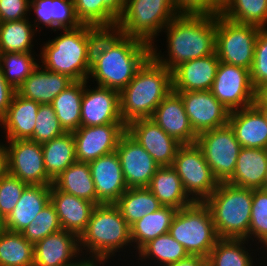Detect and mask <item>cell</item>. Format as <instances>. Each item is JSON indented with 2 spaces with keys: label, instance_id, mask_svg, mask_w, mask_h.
<instances>
[{
  "label": "cell",
  "instance_id": "cell-24",
  "mask_svg": "<svg viewBox=\"0 0 267 266\" xmlns=\"http://www.w3.org/2000/svg\"><path fill=\"white\" fill-rule=\"evenodd\" d=\"M73 82L67 75L47 71L39 64L16 92L39 104H51L54 98Z\"/></svg>",
  "mask_w": 267,
  "mask_h": 266
},
{
  "label": "cell",
  "instance_id": "cell-50",
  "mask_svg": "<svg viewBox=\"0 0 267 266\" xmlns=\"http://www.w3.org/2000/svg\"><path fill=\"white\" fill-rule=\"evenodd\" d=\"M16 90L6 81L0 66V120L6 115Z\"/></svg>",
  "mask_w": 267,
  "mask_h": 266
},
{
  "label": "cell",
  "instance_id": "cell-30",
  "mask_svg": "<svg viewBox=\"0 0 267 266\" xmlns=\"http://www.w3.org/2000/svg\"><path fill=\"white\" fill-rule=\"evenodd\" d=\"M147 188L163 206L179 210L193 203L185 193L179 175L171 166L159 167Z\"/></svg>",
  "mask_w": 267,
  "mask_h": 266
},
{
  "label": "cell",
  "instance_id": "cell-4",
  "mask_svg": "<svg viewBox=\"0 0 267 266\" xmlns=\"http://www.w3.org/2000/svg\"><path fill=\"white\" fill-rule=\"evenodd\" d=\"M130 245L132 247L131 229L118 207L115 204L96 205L86 230L79 237L83 259L90 266H105L117 252Z\"/></svg>",
  "mask_w": 267,
  "mask_h": 266
},
{
  "label": "cell",
  "instance_id": "cell-19",
  "mask_svg": "<svg viewBox=\"0 0 267 266\" xmlns=\"http://www.w3.org/2000/svg\"><path fill=\"white\" fill-rule=\"evenodd\" d=\"M127 132L152 156L160 166H172L182 145L150 118L137 119L127 125Z\"/></svg>",
  "mask_w": 267,
  "mask_h": 266
},
{
  "label": "cell",
  "instance_id": "cell-3",
  "mask_svg": "<svg viewBox=\"0 0 267 266\" xmlns=\"http://www.w3.org/2000/svg\"><path fill=\"white\" fill-rule=\"evenodd\" d=\"M101 30L88 24L63 32L60 29L62 34L43 42L39 63L47 71L67 75L73 81L88 80L93 44Z\"/></svg>",
  "mask_w": 267,
  "mask_h": 266
},
{
  "label": "cell",
  "instance_id": "cell-60",
  "mask_svg": "<svg viewBox=\"0 0 267 266\" xmlns=\"http://www.w3.org/2000/svg\"><path fill=\"white\" fill-rule=\"evenodd\" d=\"M261 247H267V241Z\"/></svg>",
  "mask_w": 267,
  "mask_h": 266
},
{
  "label": "cell",
  "instance_id": "cell-56",
  "mask_svg": "<svg viewBox=\"0 0 267 266\" xmlns=\"http://www.w3.org/2000/svg\"><path fill=\"white\" fill-rule=\"evenodd\" d=\"M5 230V220L4 218L0 215V232Z\"/></svg>",
  "mask_w": 267,
  "mask_h": 266
},
{
  "label": "cell",
  "instance_id": "cell-18",
  "mask_svg": "<svg viewBox=\"0 0 267 266\" xmlns=\"http://www.w3.org/2000/svg\"><path fill=\"white\" fill-rule=\"evenodd\" d=\"M89 81H84L81 126L124 124L120 116L119 91L99 85L90 87Z\"/></svg>",
  "mask_w": 267,
  "mask_h": 266
},
{
  "label": "cell",
  "instance_id": "cell-17",
  "mask_svg": "<svg viewBox=\"0 0 267 266\" xmlns=\"http://www.w3.org/2000/svg\"><path fill=\"white\" fill-rule=\"evenodd\" d=\"M81 256L79 238L63 229L34 244V266H90Z\"/></svg>",
  "mask_w": 267,
  "mask_h": 266
},
{
  "label": "cell",
  "instance_id": "cell-23",
  "mask_svg": "<svg viewBox=\"0 0 267 266\" xmlns=\"http://www.w3.org/2000/svg\"><path fill=\"white\" fill-rule=\"evenodd\" d=\"M50 202L54 205L61 228L78 238L87 228L95 204L58 190L51 185Z\"/></svg>",
  "mask_w": 267,
  "mask_h": 266
},
{
  "label": "cell",
  "instance_id": "cell-42",
  "mask_svg": "<svg viewBox=\"0 0 267 266\" xmlns=\"http://www.w3.org/2000/svg\"><path fill=\"white\" fill-rule=\"evenodd\" d=\"M77 19L100 29H115L118 17L101 0H73Z\"/></svg>",
  "mask_w": 267,
  "mask_h": 266
},
{
  "label": "cell",
  "instance_id": "cell-51",
  "mask_svg": "<svg viewBox=\"0 0 267 266\" xmlns=\"http://www.w3.org/2000/svg\"><path fill=\"white\" fill-rule=\"evenodd\" d=\"M165 266H207V259L201 256L189 255L178 262Z\"/></svg>",
  "mask_w": 267,
  "mask_h": 266
},
{
  "label": "cell",
  "instance_id": "cell-41",
  "mask_svg": "<svg viewBox=\"0 0 267 266\" xmlns=\"http://www.w3.org/2000/svg\"><path fill=\"white\" fill-rule=\"evenodd\" d=\"M34 54L35 52L0 53V66L4 77L15 90L39 66Z\"/></svg>",
  "mask_w": 267,
  "mask_h": 266
},
{
  "label": "cell",
  "instance_id": "cell-39",
  "mask_svg": "<svg viewBox=\"0 0 267 266\" xmlns=\"http://www.w3.org/2000/svg\"><path fill=\"white\" fill-rule=\"evenodd\" d=\"M0 266H34V245L19 232L1 231Z\"/></svg>",
  "mask_w": 267,
  "mask_h": 266
},
{
  "label": "cell",
  "instance_id": "cell-40",
  "mask_svg": "<svg viewBox=\"0 0 267 266\" xmlns=\"http://www.w3.org/2000/svg\"><path fill=\"white\" fill-rule=\"evenodd\" d=\"M221 15L241 24L267 28V0H228Z\"/></svg>",
  "mask_w": 267,
  "mask_h": 266
},
{
  "label": "cell",
  "instance_id": "cell-59",
  "mask_svg": "<svg viewBox=\"0 0 267 266\" xmlns=\"http://www.w3.org/2000/svg\"><path fill=\"white\" fill-rule=\"evenodd\" d=\"M221 6H223L228 0H216Z\"/></svg>",
  "mask_w": 267,
  "mask_h": 266
},
{
  "label": "cell",
  "instance_id": "cell-28",
  "mask_svg": "<svg viewBox=\"0 0 267 266\" xmlns=\"http://www.w3.org/2000/svg\"><path fill=\"white\" fill-rule=\"evenodd\" d=\"M51 186L29 185L5 219V230L21 233L50 202Z\"/></svg>",
  "mask_w": 267,
  "mask_h": 266
},
{
  "label": "cell",
  "instance_id": "cell-31",
  "mask_svg": "<svg viewBox=\"0 0 267 266\" xmlns=\"http://www.w3.org/2000/svg\"><path fill=\"white\" fill-rule=\"evenodd\" d=\"M176 212L177 209L173 207L163 206L131 225V241L135 252L137 253L149 241L168 233Z\"/></svg>",
  "mask_w": 267,
  "mask_h": 266
},
{
  "label": "cell",
  "instance_id": "cell-33",
  "mask_svg": "<svg viewBox=\"0 0 267 266\" xmlns=\"http://www.w3.org/2000/svg\"><path fill=\"white\" fill-rule=\"evenodd\" d=\"M248 244L247 239L220 238L207 258V266H257L253 260L257 262L259 258L254 259L252 253L259 248L252 249L253 245Z\"/></svg>",
  "mask_w": 267,
  "mask_h": 266
},
{
  "label": "cell",
  "instance_id": "cell-27",
  "mask_svg": "<svg viewBox=\"0 0 267 266\" xmlns=\"http://www.w3.org/2000/svg\"><path fill=\"white\" fill-rule=\"evenodd\" d=\"M32 10L36 19L31 22L37 31L46 27L58 33L60 29H74L81 25L73 0H30V12Z\"/></svg>",
  "mask_w": 267,
  "mask_h": 266
},
{
  "label": "cell",
  "instance_id": "cell-58",
  "mask_svg": "<svg viewBox=\"0 0 267 266\" xmlns=\"http://www.w3.org/2000/svg\"><path fill=\"white\" fill-rule=\"evenodd\" d=\"M264 190H267V170H266V176H265V181H264Z\"/></svg>",
  "mask_w": 267,
  "mask_h": 266
},
{
  "label": "cell",
  "instance_id": "cell-46",
  "mask_svg": "<svg viewBox=\"0 0 267 266\" xmlns=\"http://www.w3.org/2000/svg\"><path fill=\"white\" fill-rule=\"evenodd\" d=\"M250 77L257 92L267 85V28L261 29L257 36Z\"/></svg>",
  "mask_w": 267,
  "mask_h": 266
},
{
  "label": "cell",
  "instance_id": "cell-32",
  "mask_svg": "<svg viewBox=\"0 0 267 266\" xmlns=\"http://www.w3.org/2000/svg\"><path fill=\"white\" fill-rule=\"evenodd\" d=\"M41 146L45 170L52 180L77 161L72 132H65Z\"/></svg>",
  "mask_w": 267,
  "mask_h": 266
},
{
  "label": "cell",
  "instance_id": "cell-13",
  "mask_svg": "<svg viewBox=\"0 0 267 266\" xmlns=\"http://www.w3.org/2000/svg\"><path fill=\"white\" fill-rule=\"evenodd\" d=\"M7 172L29 185L51 186L53 180L48 176L43 160L41 144L31 140H7Z\"/></svg>",
  "mask_w": 267,
  "mask_h": 266
},
{
  "label": "cell",
  "instance_id": "cell-55",
  "mask_svg": "<svg viewBox=\"0 0 267 266\" xmlns=\"http://www.w3.org/2000/svg\"><path fill=\"white\" fill-rule=\"evenodd\" d=\"M257 96L265 103L267 104V85H265L263 88H261L257 92Z\"/></svg>",
  "mask_w": 267,
  "mask_h": 266
},
{
  "label": "cell",
  "instance_id": "cell-35",
  "mask_svg": "<svg viewBox=\"0 0 267 266\" xmlns=\"http://www.w3.org/2000/svg\"><path fill=\"white\" fill-rule=\"evenodd\" d=\"M83 93L84 81H74L51 103L57 119L66 132H73L81 126Z\"/></svg>",
  "mask_w": 267,
  "mask_h": 266
},
{
  "label": "cell",
  "instance_id": "cell-25",
  "mask_svg": "<svg viewBox=\"0 0 267 266\" xmlns=\"http://www.w3.org/2000/svg\"><path fill=\"white\" fill-rule=\"evenodd\" d=\"M40 104L14 94L6 115L0 120V127L6 140H28L34 132Z\"/></svg>",
  "mask_w": 267,
  "mask_h": 266
},
{
  "label": "cell",
  "instance_id": "cell-1",
  "mask_svg": "<svg viewBox=\"0 0 267 266\" xmlns=\"http://www.w3.org/2000/svg\"><path fill=\"white\" fill-rule=\"evenodd\" d=\"M150 56L148 43L115 29H103L93 44L88 80L120 92Z\"/></svg>",
  "mask_w": 267,
  "mask_h": 266
},
{
  "label": "cell",
  "instance_id": "cell-7",
  "mask_svg": "<svg viewBox=\"0 0 267 266\" xmlns=\"http://www.w3.org/2000/svg\"><path fill=\"white\" fill-rule=\"evenodd\" d=\"M178 14L172 0H125L115 30L152 45Z\"/></svg>",
  "mask_w": 267,
  "mask_h": 266
},
{
  "label": "cell",
  "instance_id": "cell-38",
  "mask_svg": "<svg viewBox=\"0 0 267 266\" xmlns=\"http://www.w3.org/2000/svg\"><path fill=\"white\" fill-rule=\"evenodd\" d=\"M29 18L0 23V53L34 52L37 30Z\"/></svg>",
  "mask_w": 267,
  "mask_h": 266
},
{
  "label": "cell",
  "instance_id": "cell-37",
  "mask_svg": "<svg viewBox=\"0 0 267 266\" xmlns=\"http://www.w3.org/2000/svg\"><path fill=\"white\" fill-rule=\"evenodd\" d=\"M136 255L138 258L136 260H141V263L145 261L146 264V261L150 260V266L173 264L189 256L186 249L169 233L162 234L149 241L138 253H135Z\"/></svg>",
  "mask_w": 267,
  "mask_h": 266
},
{
  "label": "cell",
  "instance_id": "cell-43",
  "mask_svg": "<svg viewBox=\"0 0 267 266\" xmlns=\"http://www.w3.org/2000/svg\"><path fill=\"white\" fill-rule=\"evenodd\" d=\"M252 240V241H251ZM255 240V242H254ZM258 240V241H257ZM251 241V242H250ZM267 241V190L253 189L249 242L257 247Z\"/></svg>",
  "mask_w": 267,
  "mask_h": 266
},
{
  "label": "cell",
  "instance_id": "cell-57",
  "mask_svg": "<svg viewBox=\"0 0 267 266\" xmlns=\"http://www.w3.org/2000/svg\"><path fill=\"white\" fill-rule=\"evenodd\" d=\"M259 249H260V250H259V253H260L261 249H262V250H265L266 252H265V251H261V252H262V253H266L265 255H266V257H267V247H260ZM266 257H265L264 259H267ZM266 264H267V260H266Z\"/></svg>",
  "mask_w": 267,
  "mask_h": 266
},
{
  "label": "cell",
  "instance_id": "cell-10",
  "mask_svg": "<svg viewBox=\"0 0 267 266\" xmlns=\"http://www.w3.org/2000/svg\"><path fill=\"white\" fill-rule=\"evenodd\" d=\"M171 167L179 175L185 193L193 202H204L219 185L196 143L181 145Z\"/></svg>",
  "mask_w": 267,
  "mask_h": 266
},
{
  "label": "cell",
  "instance_id": "cell-26",
  "mask_svg": "<svg viewBox=\"0 0 267 266\" xmlns=\"http://www.w3.org/2000/svg\"><path fill=\"white\" fill-rule=\"evenodd\" d=\"M228 125L242 147L267 149V122L254 105L230 112Z\"/></svg>",
  "mask_w": 267,
  "mask_h": 266
},
{
  "label": "cell",
  "instance_id": "cell-21",
  "mask_svg": "<svg viewBox=\"0 0 267 266\" xmlns=\"http://www.w3.org/2000/svg\"><path fill=\"white\" fill-rule=\"evenodd\" d=\"M179 143L195 144L197 134L192 129L181 96L171 91L156 107L150 118Z\"/></svg>",
  "mask_w": 267,
  "mask_h": 266
},
{
  "label": "cell",
  "instance_id": "cell-53",
  "mask_svg": "<svg viewBox=\"0 0 267 266\" xmlns=\"http://www.w3.org/2000/svg\"><path fill=\"white\" fill-rule=\"evenodd\" d=\"M7 172L6 164V147L3 142H0V178Z\"/></svg>",
  "mask_w": 267,
  "mask_h": 266
},
{
  "label": "cell",
  "instance_id": "cell-12",
  "mask_svg": "<svg viewBox=\"0 0 267 266\" xmlns=\"http://www.w3.org/2000/svg\"><path fill=\"white\" fill-rule=\"evenodd\" d=\"M210 92L229 112L252 106L257 97L250 70L223 62L219 63Z\"/></svg>",
  "mask_w": 267,
  "mask_h": 266
},
{
  "label": "cell",
  "instance_id": "cell-49",
  "mask_svg": "<svg viewBox=\"0 0 267 266\" xmlns=\"http://www.w3.org/2000/svg\"><path fill=\"white\" fill-rule=\"evenodd\" d=\"M30 0H0V22L29 18ZM27 16V17H26Z\"/></svg>",
  "mask_w": 267,
  "mask_h": 266
},
{
  "label": "cell",
  "instance_id": "cell-9",
  "mask_svg": "<svg viewBox=\"0 0 267 266\" xmlns=\"http://www.w3.org/2000/svg\"><path fill=\"white\" fill-rule=\"evenodd\" d=\"M262 28L216 15L215 52L220 62L251 69L256 39Z\"/></svg>",
  "mask_w": 267,
  "mask_h": 266
},
{
  "label": "cell",
  "instance_id": "cell-36",
  "mask_svg": "<svg viewBox=\"0 0 267 266\" xmlns=\"http://www.w3.org/2000/svg\"><path fill=\"white\" fill-rule=\"evenodd\" d=\"M115 205L129 226L146 214L155 212L163 207L147 187L128 188Z\"/></svg>",
  "mask_w": 267,
  "mask_h": 266
},
{
  "label": "cell",
  "instance_id": "cell-11",
  "mask_svg": "<svg viewBox=\"0 0 267 266\" xmlns=\"http://www.w3.org/2000/svg\"><path fill=\"white\" fill-rule=\"evenodd\" d=\"M197 146L219 183L227 182L234 174L242 146L229 125L207 130L197 135Z\"/></svg>",
  "mask_w": 267,
  "mask_h": 266
},
{
  "label": "cell",
  "instance_id": "cell-6",
  "mask_svg": "<svg viewBox=\"0 0 267 266\" xmlns=\"http://www.w3.org/2000/svg\"><path fill=\"white\" fill-rule=\"evenodd\" d=\"M252 200L253 189L219 183L204 201L211 211L219 238L249 241Z\"/></svg>",
  "mask_w": 267,
  "mask_h": 266
},
{
  "label": "cell",
  "instance_id": "cell-2",
  "mask_svg": "<svg viewBox=\"0 0 267 266\" xmlns=\"http://www.w3.org/2000/svg\"><path fill=\"white\" fill-rule=\"evenodd\" d=\"M163 30L168 54L153 43L151 56L171 72L181 63L215 53L216 15L179 13Z\"/></svg>",
  "mask_w": 267,
  "mask_h": 266
},
{
  "label": "cell",
  "instance_id": "cell-5",
  "mask_svg": "<svg viewBox=\"0 0 267 266\" xmlns=\"http://www.w3.org/2000/svg\"><path fill=\"white\" fill-rule=\"evenodd\" d=\"M173 90L172 72L150 56L132 81L119 92L120 116L127 126L151 118L156 107Z\"/></svg>",
  "mask_w": 267,
  "mask_h": 266
},
{
  "label": "cell",
  "instance_id": "cell-22",
  "mask_svg": "<svg viewBox=\"0 0 267 266\" xmlns=\"http://www.w3.org/2000/svg\"><path fill=\"white\" fill-rule=\"evenodd\" d=\"M216 52L198 59L181 63L172 71L173 91L210 90L219 66Z\"/></svg>",
  "mask_w": 267,
  "mask_h": 266
},
{
  "label": "cell",
  "instance_id": "cell-47",
  "mask_svg": "<svg viewBox=\"0 0 267 266\" xmlns=\"http://www.w3.org/2000/svg\"><path fill=\"white\" fill-rule=\"evenodd\" d=\"M27 186L8 172L0 178V215L4 220L10 215Z\"/></svg>",
  "mask_w": 267,
  "mask_h": 266
},
{
  "label": "cell",
  "instance_id": "cell-44",
  "mask_svg": "<svg viewBox=\"0 0 267 266\" xmlns=\"http://www.w3.org/2000/svg\"><path fill=\"white\" fill-rule=\"evenodd\" d=\"M61 229L56 209L49 202L21 234L34 245L36 242Z\"/></svg>",
  "mask_w": 267,
  "mask_h": 266
},
{
  "label": "cell",
  "instance_id": "cell-16",
  "mask_svg": "<svg viewBox=\"0 0 267 266\" xmlns=\"http://www.w3.org/2000/svg\"><path fill=\"white\" fill-rule=\"evenodd\" d=\"M116 153L127 187H148L160 166L127 131L120 138Z\"/></svg>",
  "mask_w": 267,
  "mask_h": 266
},
{
  "label": "cell",
  "instance_id": "cell-52",
  "mask_svg": "<svg viewBox=\"0 0 267 266\" xmlns=\"http://www.w3.org/2000/svg\"><path fill=\"white\" fill-rule=\"evenodd\" d=\"M103 3L117 16L119 17L124 10L125 0H101Z\"/></svg>",
  "mask_w": 267,
  "mask_h": 266
},
{
  "label": "cell",
  "instance_id": "cell-14",
  "mask_svg": "<svg viewBox=\"0 0 267 266\" xmlns=\"http://www.w3.org/2000/svg\"><path fill=\"white\" fill-rule=\"evenodd\" d=\"M126 131L125 124L80 126L72 132L77 161L89 163L101 156L115 152L120 138Z\"/></svg>",
  "mask_w": 267,
  "mask_h": 266
},
{
  "label": "cell",
  "instance_id": "cell-34",
  "mask_svg": "<svg viewBox=\"0 0 267 266\" xmlns=\"http://www.w3.org/2000/svg\"><path fill=\"white\" fill-rule=\"evenodd\" d=\"M53 185L58 190L88 200L96 205V190L89 163L75 161L53 180Z\"/></svg>",
  "mask_w": 267,
  "mask_h": 266
},
{
  "label": "cell",
  "instance_id": "cell-20",
  "mask_svg": "<svg viewBox=\"0 0 267 266\" xmlns=\"http://www.w3.org/2000/svg\"><path fill=\"white\" fill-rule=\"evenodd\" d=\"M89 167L95 184L96 205L115 204L128 189L116 151L90 161Z\"/></svg>",
  "mask_w": 267,
  "mask_h": 266
},
{
  "label": "cell",
  "instance_id": "cell-29",
  "mask_svg": "<svg viewBox=\"0 0 267 266\" xmlns=\"http://www.w3.org/2000/svg\"><path fill=\"white\" fill-rule=\"evenodd\" d=\"M267 170V149L242 147L235 171L227 183L241 188L263 189Z\"/></svg>",
  "mask_w": 267,
  "mask_h": 266
},
{
  "label": "cell",
  "instance_id": "cell-15",
  "mask_svg": "<svg viewBox=\"0 0 267 266\" xmlns=\"http://www.w3.org/2000/svg\"><path fill=\"white\" fill-rule=\"evenodd\" d=\"M177 93L183 100L190 125L197 135L228 125L230 112L210 90Z\"/></svg>",
  "mask_w": 267,
  "mask_h": 266
},
{
  "label": "cell",
  "instance_id": "cell-48",
  "mask_svg": "<svg viewBox=\"0 0 267 266\" xmlns=\"http://www.w3.org/2000/svg\"><path fill=\"white\" fill-rule=\"evenodd\" d=\"M179 13L221 14L222 6L216 0H172Z\"/></svg>",
  "mask_w": 267,
  "mask_h": 266
},
{
  "label": "cell",
  "instance_id": "cell-54",
  "mask_svg": "<svg viewBox=\"0 0 267 266\" xmlns=\"http://www.w3.org/2000/svg\"><path fill=\"white\" fill-rule=\"evenodd\" d=\"M253 105L262 113L267 122V104H265L258 96L255 98Z\"/></svg>",
  "mask_w": 267,
  "mask_h": 266
},
{
  "label": "cell",
  "instance_id": "cell-8",
  "mask_svg": "<svg viewBox=\"0 0 267 266\" xmlns=\"http://www.w3.org/2000/svg\"><path fill=\"white\" fill-rule=\"evenodd\" d=\"M168 233L189 255L208 258L220 239L209 207L204 202H193L177 210Z\"/></svg>",
  "mask_w": 267,
  "mask_h": 266
},
{
  "label": "cell",
  "instance_id": "cell-45",
  "mask_svg": "<svg viewBox=\"0 0 267 266\" xmlns=\"http://www.w3.org/2000/svg\"><path fill=\"white\" fill-rule=\"evenodd\" d=\"M65 132L57 119L53 106L51 104H40L34 132L28 140L43 144Z\"/></svg>",
  "mask_w": 267,
  "mask_h": 266
}]
</instances>
